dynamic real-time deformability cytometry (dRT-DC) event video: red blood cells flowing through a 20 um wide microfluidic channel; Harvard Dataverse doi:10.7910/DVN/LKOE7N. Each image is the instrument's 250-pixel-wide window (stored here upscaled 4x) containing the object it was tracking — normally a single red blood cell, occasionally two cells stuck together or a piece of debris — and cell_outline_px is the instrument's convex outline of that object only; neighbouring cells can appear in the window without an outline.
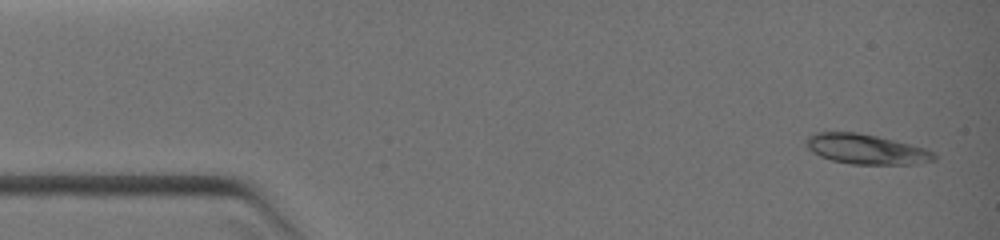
{"species": "common noctule bat (a hibernating species)", "species_latin": "Nyctalus noctula", "temperature_condition": "warm", "stored_images_in_passage": 3, "camera_frame_rate_fps": 3000, "um_per_image_px": 0.085, "animal": {"sex": "female", "body_mass_g": 19.0, "forearm_length_mm": 51.5}, "frame": {"image": 1, "passage_image": 1, "time_ms": 0.0, "image_size_px": [1000, 240], "cell_outline_px": [[936, 160], [916, 164], [852, 164], [832, 160], [820, 156], [812, 152], [804, 144], [804, 140], [808, 136], [816, 132], [856, 132], [876, 136], [924, 148], [936, 152]], "centroid_in_image_um": [73.6, 12.68], "position_along_channel_um": 11.4, "area_um2": 22.31}}
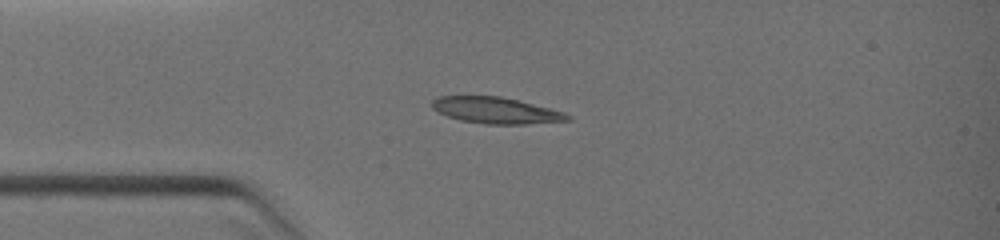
{"frame": {"image": 2, "passage_image": 3, "time_ms": 2.333, "image_size_px": [1000, 240], "cell_outline_px": [[572, 120], [528, 124], [484, 124], [460, 120], [436, 112], [432, 108], [432, 100], [440, 96], [500, 96], [564, 112], [572, 116]], "centroid_in_image_um": [42.14, 9.39], "position_along_channel_um": 42.9, "area_um2": 20.69}}